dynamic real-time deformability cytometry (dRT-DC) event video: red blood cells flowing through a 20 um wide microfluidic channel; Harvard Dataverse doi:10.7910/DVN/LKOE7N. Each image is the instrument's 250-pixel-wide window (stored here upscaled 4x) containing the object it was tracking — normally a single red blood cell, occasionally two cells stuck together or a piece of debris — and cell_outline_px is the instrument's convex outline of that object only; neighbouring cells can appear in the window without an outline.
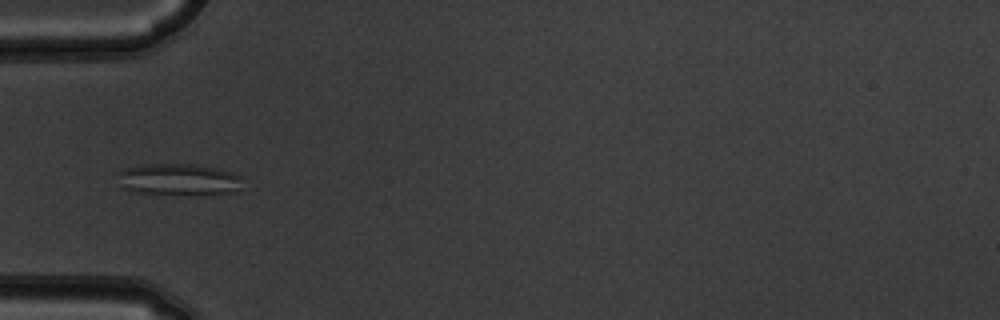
{"species": "common noctule bat (a hibernating species)", "species_latin": "Nyctalus noctula", "temperature_condition": "warm", "stored_images_in_passage": 7, "camera_frame_rate_fps": 3000, "um_per_image_px": 0.085, "animal": {"sex": "male", "body_mass_g": 19.5, "forearm_length_mm": 54.6}, "frame": {"image": 1, "passage_image": 5, "time_ms": 1.333, "image_size_px": [1000, 320], "cell_outline_px": [[240, 176], [236, 188], [232, 192], [136, 192], [120, 188], [116, 172], [124, 168], [144, 164], [196, 164], [216, 168], [232, 172]], "centroid_in_image_um": [15.02, 15.19], "position_along_channel_um": 70.0, "area_um2": 21.96}}
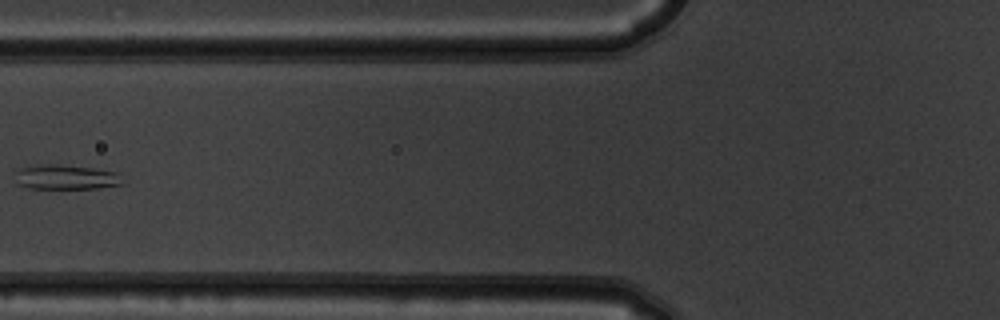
{"frame": {"image": 2, "passage_image": 6, "time_ms": 1.667, "image_size_px": [1000, 320], "cell_outline_px": [[128, 184], [100, 188], [28, 188], [20, 184], [16, 172], [16, 168], [40, 164], [56, 164], [92, 168], [116, 172]], "centroid_in_image_um": [5.67, 15.05], "position_along_channel_um": 120.1, "area_um2": 15.49}}